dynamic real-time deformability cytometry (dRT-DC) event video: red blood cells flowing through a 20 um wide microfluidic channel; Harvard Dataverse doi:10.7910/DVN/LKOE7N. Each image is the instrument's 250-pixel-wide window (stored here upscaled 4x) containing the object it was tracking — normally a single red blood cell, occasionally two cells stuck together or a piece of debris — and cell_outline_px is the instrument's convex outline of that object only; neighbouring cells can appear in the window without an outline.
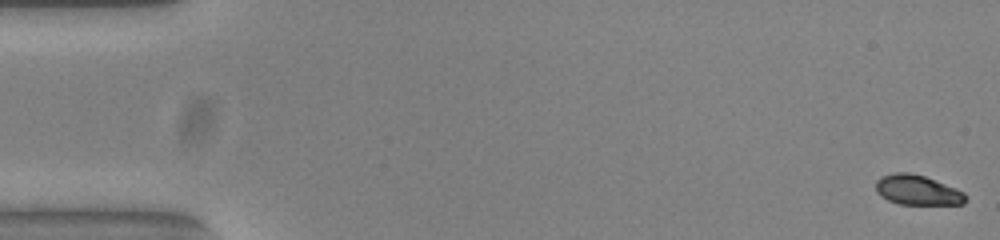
{"species": "common noctule bat (a hibernating species)", "species_latin": "Nyctalus noctula", "temperature_condition": "warm", "stored_images_in_passage": 54, "camera_frame_rate_fps": 3000, "um_per_image_px": 0.085, "animal": {"sex": "female", "body_mass_g": 23.0, "forearm_length_mm": 53.4}, "frame": {"image": 1, "passage_image": 1, "time_ms": 0.0, "image_size_px": [1000, 240], "cell_outline_px": [[968, 200], [964, 204], [900, 204], [888, 200], [880, 196], [876, 192], [876, 180], [880, 176], [896, 172], [912, 172], [924, 176], [956, 188], [964, 192], [968, 196]], "centroid_in_image_um": [77.99, 16.15], "position_along_channel_um": 7.0, "area_um2": 15.84}}
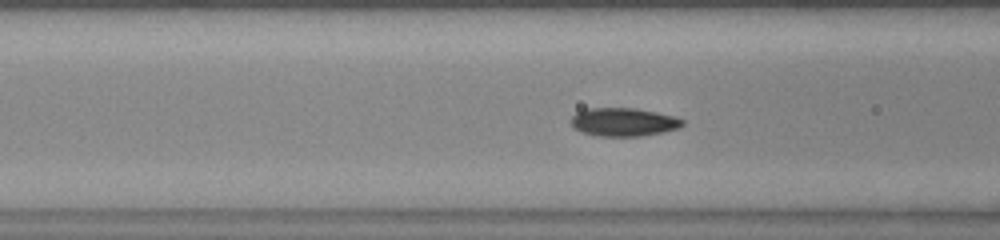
{"frame": {"image": 2, "passage_image": 21, "time_ms": 6.667, "image_size_px": [1000, 240], "cell_outline_px": [[684, 124], [676, 128], [660, 132], [640, 136], [600, 136], [584, 132], [576, 128], [572, 124], [572, 116], [576, 112], [584, 108], [632, 108], [656, 112], [672, 116], [684, 120]], "centroid_in_image_um": [52.98, 10.36], "position_along_channel_um": 113.6, "area_um2": 18.03}}
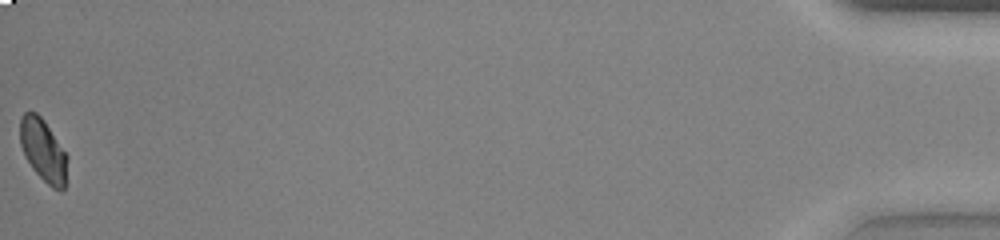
{"frame": {"image": 3, "passage_image": 54, "time_ms": 17.667, "image_size_px": [1000, 240], "cell_outline_px": [[68, 156], [64, 188], [60, 192], [52, 188], [32, 168], [20, 144], [20, 116], [24, 112], [36, 112], [44, 120]], "centroid_in_image_um": [3.68, 12.77], "position_along_channel_um": 431.5, "area_um2": 17.05}, "authors_computed_cell_mechanics": {"area_um2": 17.8024, "velocity_mm_per_s": 3.8391, "shape_relaxation_time_tau1_ms": 3.1189, "shape_relaxation_time_tau2_ms": null, "deformation_change_tau1": 0.1234, "deformation_change_tau2": null}}